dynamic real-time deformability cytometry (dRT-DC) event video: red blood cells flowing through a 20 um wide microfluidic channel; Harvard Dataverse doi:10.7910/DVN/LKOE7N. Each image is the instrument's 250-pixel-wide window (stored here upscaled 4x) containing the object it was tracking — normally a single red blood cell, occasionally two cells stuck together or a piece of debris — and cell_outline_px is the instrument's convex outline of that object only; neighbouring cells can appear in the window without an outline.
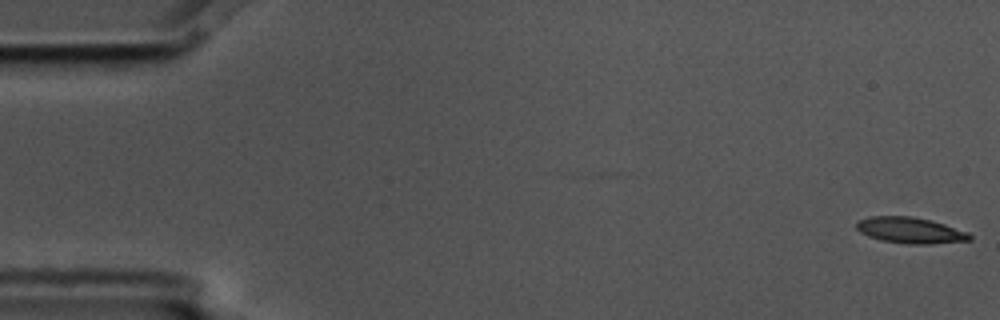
{"species": "common noctule bat (a hibernating species)", "species_latin": "Nyctalus noctula", "temperature_condition": "cold", "stored_images_in_passage": 6, "camera_frame_rate_fps": 3000, "um_per_image_px": 0.085, "animal": {"sex": "male", "body_mass_g": 17.5, "forearm_length_mm": 52.3}, "frame": {"image": 1, "passage_image": 1, "time_ms": 0.0, "image_size_px": [1000, 320], "cell_outline_px": [[972, 240], [928, 244], [908, 244], [880, 240], [868, 236], [860, 232], [856, 228], [856, 224], [860, 220], [868, 216], [912, 216], [944, 224], [968, 232], [972, 236]], "centroid_in_image_um": [77.36, 19.58], "position_along_channel_um": 7.6, "area_um2": 17.11}}
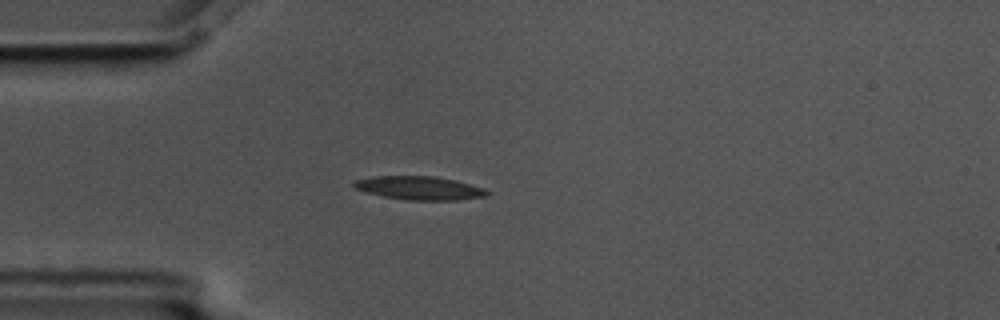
{"frame": {"image": 2, "passage_image": 5, "time_ms": 1.333, "image_size_px": [1000, 320], "cell_outline_px": [[492, 192], [488, 196], [456, 200], [408, 200], [384, 196], [368, 192], [356, 188], [352, 184], [356, 180], [372, 176], [436, 176], [456, 180], [484, 188]], "centroid_in_image_um": [35.72, 15.98], "position_along_channel_um": 49.3, "area_um2": 18.21}}